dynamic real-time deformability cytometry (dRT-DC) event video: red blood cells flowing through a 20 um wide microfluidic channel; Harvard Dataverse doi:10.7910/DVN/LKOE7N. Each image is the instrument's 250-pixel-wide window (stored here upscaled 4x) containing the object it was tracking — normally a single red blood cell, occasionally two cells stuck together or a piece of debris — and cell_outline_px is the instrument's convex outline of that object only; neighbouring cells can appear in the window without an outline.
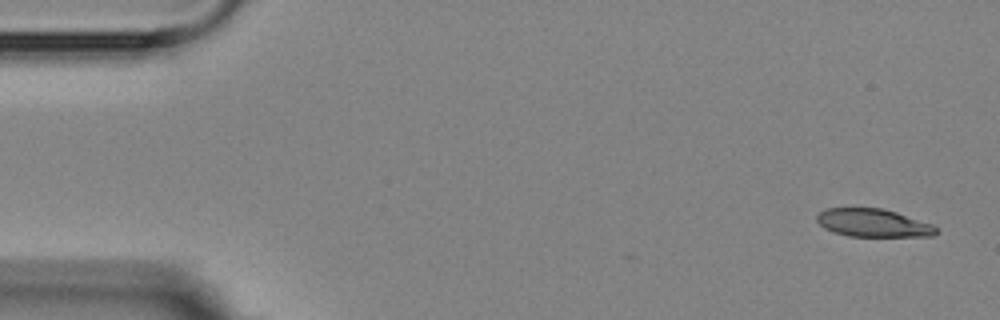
{"species": "Egyptian fruit bat (a non-hibernating species)", "species_latin": "Rousettus aegyptiacus", "temperature_condition": "room temperature", "stored_images_in_passage": 5, "camera_frame_rate_fps": 3000, "um_per_image_px": 0.085, "animal": {"sex": "female"}, "frame": {"image": 1, "passage_image": 1, "time_ms": 0.0, "image_size_px": [1000, 320], "cell_outline_px": [[940, 232], [932, 236], [848, 236], [824, 228], [816, 220], [816, 216], [824, 208], [884, 208], [932, 224]], "centroid_in_image_um": [74.22, 18.94], "position_along_channel_um": 10.8, "area_um2": 19.42}}